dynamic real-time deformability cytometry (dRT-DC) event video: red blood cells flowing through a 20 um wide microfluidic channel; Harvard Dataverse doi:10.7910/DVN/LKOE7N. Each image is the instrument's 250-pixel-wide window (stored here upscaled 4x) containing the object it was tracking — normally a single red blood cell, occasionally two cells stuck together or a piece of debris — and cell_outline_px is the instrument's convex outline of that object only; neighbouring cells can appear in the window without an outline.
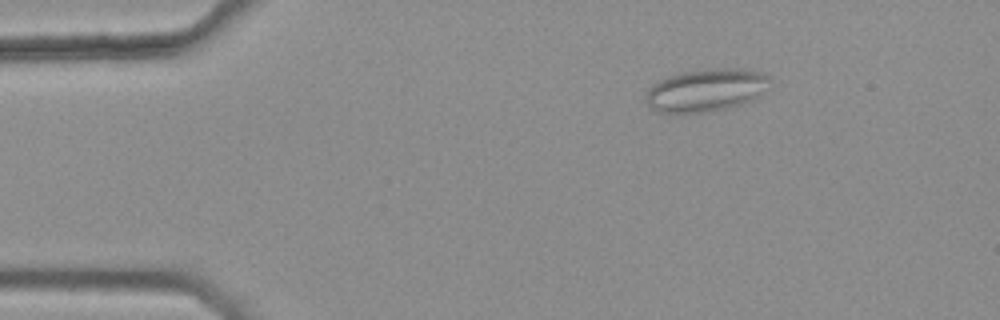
{"species": "common noctule bat (a hibernating species)", "species_latin": "Nyctalus noctula", "temperature_condition": "warm", "stored_images_in_passage": 6, "camera_frame_rate_fps": 3000, "um_per_image_px": 0.085, "animal": {"sex": "female", "body_mass_g": 25.1}, "frame": {"image": 1, "passage_image": 3, "time_ms": 0.667, "image_size_px": [1000, 320], "cell_outline_px": [[768, 76], [760, 96], [744, 104], [728, 108], [708, 112], [656, 112], [644, 100], [648, 88], [652, 84], [668, 76], [680, 72], [708, 68], [744, 68], [764, 72]], "centroid_in_image_um": [59.98, 7.65], "position_along_channel_um": 25.0, "area_um2": 30.98}}